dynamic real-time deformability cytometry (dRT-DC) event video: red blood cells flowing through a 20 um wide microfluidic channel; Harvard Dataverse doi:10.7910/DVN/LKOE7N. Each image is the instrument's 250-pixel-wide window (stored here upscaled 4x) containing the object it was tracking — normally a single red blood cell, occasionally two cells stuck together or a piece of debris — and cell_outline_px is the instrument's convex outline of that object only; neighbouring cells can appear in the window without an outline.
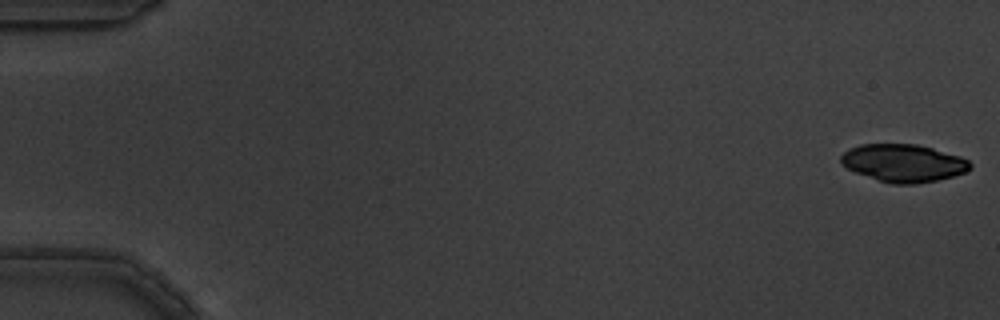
{"species": "common noctule bat (a hibernating species)", "species_latin": "Nyctalus noctula", "temperature_condition": "warm", "stored_images_in_passage": 4, "camera_frame_rate_fps": 3000, "um_per_image_px": 0.085, "animal": {"sex": "male", "body_mass_g": 19.5, "forearm_length_mm": 54.6}, "frame": {"image": 1, "passage_image": 1, "time_ms": 0.0, "image_size_px": [1000, 320], "cell_outline_px": [[972, 168], [964, 172], [952, 176], [936, 180], [916, 184], [892, 184], [856, 172], [840, 164], [840, 156], [848, 148], [860, 144], [916, 144], [932, 148], [960, 156], [968, 160], [972, 164]], "centroid_in_image_um": [76.78, 13.85], "position_along_channel_um": 8.2, "area_um2": 28.26}}